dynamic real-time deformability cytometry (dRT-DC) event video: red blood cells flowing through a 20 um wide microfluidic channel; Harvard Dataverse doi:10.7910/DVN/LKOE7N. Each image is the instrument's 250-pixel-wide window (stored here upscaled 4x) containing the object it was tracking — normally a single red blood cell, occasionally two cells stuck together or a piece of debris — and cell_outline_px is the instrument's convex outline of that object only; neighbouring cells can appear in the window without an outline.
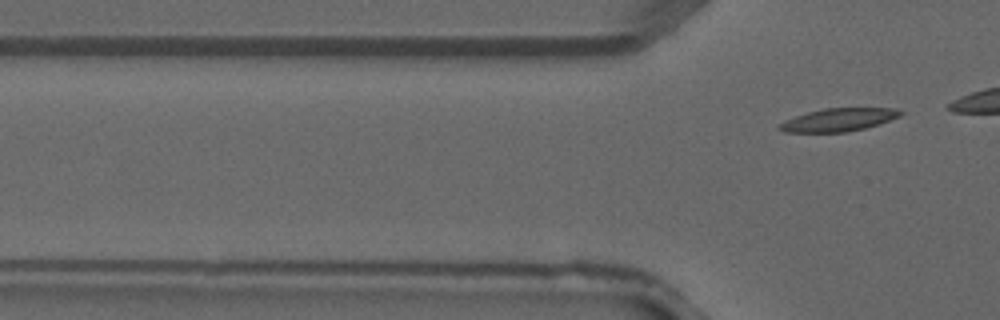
{"species": "common noctule bat (a hibernating species)", "species_latin": "Nyctalus noctula", "temperature_condition": "warm", "stored_images_in_passage": 3, "camera_frame_rate_fps": 3000, "um_per_image_px": 0.085, "animal": {"sex": "male", "forearm_length_mm": 52.5}, "frame": {"image": 1, "passage_image": 3, "time_ms": 0.667, "image_size_px": [1000, 320], "cell_outline_px": [[904, 112], [900, 116], [864, 128], [844, 132], [784, 132], [776, 128], [776, 124], [784, 120], [808, 112], [824, 108], [896, 108]], "centroid_in_image_um": [71.2, 10.18], "position_along_channel_um": 54.6, "area_um2": 16.13}}